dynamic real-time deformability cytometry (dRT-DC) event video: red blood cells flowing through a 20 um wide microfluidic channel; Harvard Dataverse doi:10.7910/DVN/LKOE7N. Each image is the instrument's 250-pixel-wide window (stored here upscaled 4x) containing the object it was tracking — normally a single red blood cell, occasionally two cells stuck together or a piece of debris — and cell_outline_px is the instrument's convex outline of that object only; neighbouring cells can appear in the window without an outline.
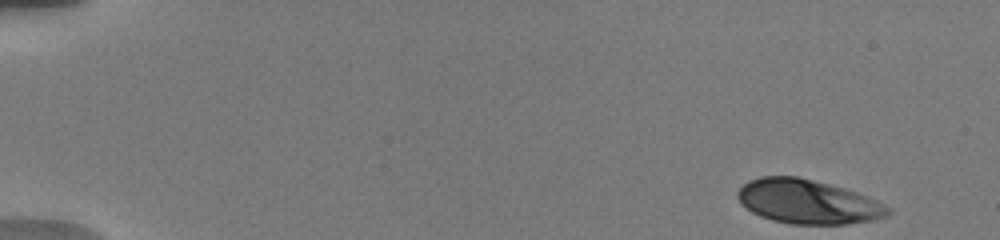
{"species": "human", "species_latin": "Homo sapiens", "temperature_condition": "warm", "stored_images_in_passage": 14, "camera_frame_rate_fps": 3000, "um_per_image_px": 0.085, "donor": {"sex": "male"}, "frame": {"image": 1, "passage_image": 1, "time_ms": 0.0, "image_size_px": [1000, 240], "cell_outline_px": [[892, 212], [888, 216], [872, 220], [848, 224], [788, 224], [772, 220], [760, 216], [752, 212], [740, 204], [736, 196], [736, 192], [748, 180], [760, 176], [796, 176], [844, 188], [856, 192], [892, 208]], "centroid_in_image_um": [68.63, 17.15], "position_along_channel_um": 16.4, "area_um2": 38.78}}
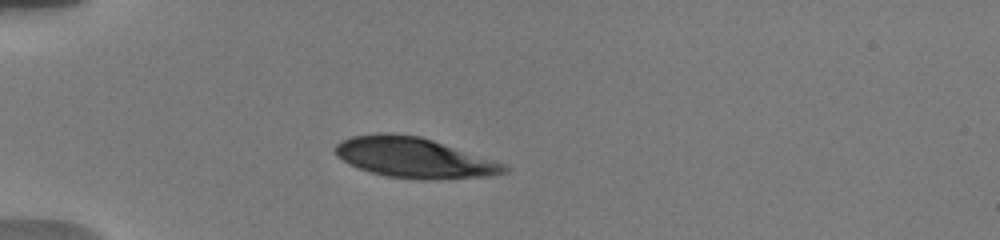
{"frame": {"image": 2, "passage_image": 10, "time_ms": 4.0, "image_size_px": [1000, 240], "cell_outline_px": [[512, 168], [508, 172], [492, 176], [432, 180], [420, 180], [384, 176], [348, 164], [336, 156], [336, 144], [352, 136], [376, 132], [392, 132], [420, 136], [496, 160], [508, 164]], "centroid_in_image_um": [35.26, 13.41], "position_along_channel_um": 49.7, "area_um2": 40.29}}
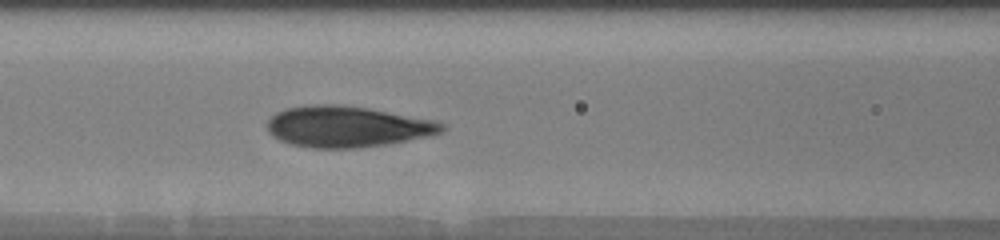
{"frame": {"image": 3, "passage_image": 14, "time_ms": 7.0, "image_size_px": [1000, 240], "cell_outline_px": [[448, 128], [432, 136], [388, 144], [356, 148], [312, 148], [288, 144], [272, 136], [268, 132], [268, 120], [276, 112], [284, 108], [308, 104], [340, 104], [368, 108], [440, 120]], "centroid_in_image_um": [29.55, 10.75], "position_along_channel_um": 137.0, "area_um2": 42.54}}